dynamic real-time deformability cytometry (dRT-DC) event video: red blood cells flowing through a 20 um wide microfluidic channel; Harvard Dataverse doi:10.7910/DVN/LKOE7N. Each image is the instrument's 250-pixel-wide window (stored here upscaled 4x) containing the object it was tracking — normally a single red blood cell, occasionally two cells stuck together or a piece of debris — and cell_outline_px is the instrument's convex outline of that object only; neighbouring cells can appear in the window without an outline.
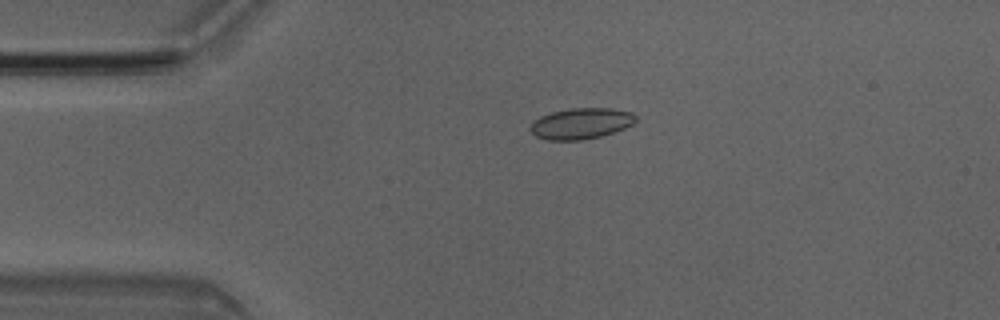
{"species": "Egyptian fruit bat (a non-hibernating species)", "species_latin": "Rousettus aegyptiacus", "temperature_condition": "room temperature", "stored_images_in_passage": 40, "camera_frame_rate_fps": 3000, "um_per_image_px": 0.085, "animal": {"sex": "male"}, "frame": {"image": 1, "passage_image": 1, "time_ms": 0.0, "image_size_px": [1000, 320], "cell_outline_px": [[636, 120], [632, 124], [624, 128], [600, 136], [580, 140], [548, 140], [536, 136], [528, 128], [540, 116], [552, 112], [568, 108], [612, 108], [632, 112], [636, 116]], "centroid_in_image_um": [49.38, 10.48], "position_along_channel_um": 35.6, "area_um2": 18.9}}
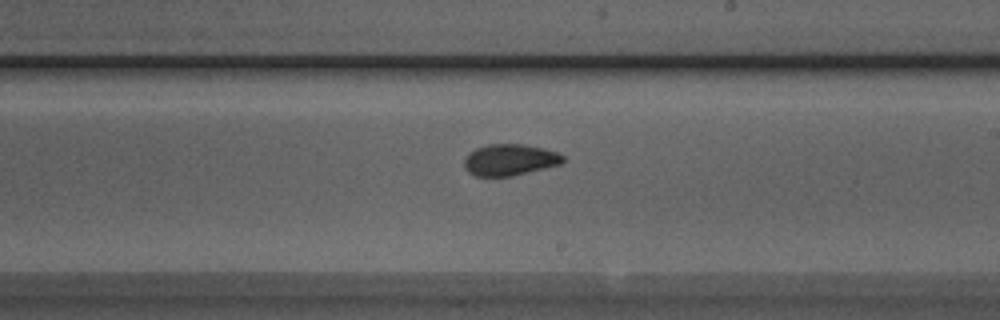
{"frame": {"image": 2, "passage_image": 19, "time_ms": 6.0, "image_size_px": [1000, 320], "cell_outline_px": [[564, 160], [560, 164], [512, 176], [476, 176], [468, 172], [464, 168], [464, 160], [468, 152], [476, 148], [488, 144], [524, 144], [544, 148], [556, 152], [564, 156]], "centroid_in_image_um": [43.3, 13.58], "position_along_channel_um": 245.7, "area_um2": 18.09}}
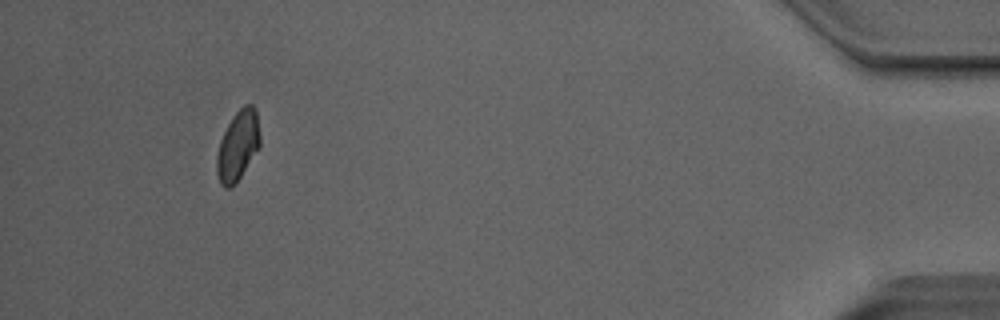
{"frame": {"image": 3, "passage_image": 37, "time_ms": 12.0, "image_size_px": [1000, 320], "cell_outline_px": [[260, 144], [240, 176], [228, 188], [224, 188], [220, 184], [216, 172], [216, 156], [220, 140], [232, 116], [244, 104], [252, 104], [256, 108], [260, 136]], "centroid_in_image_um": [20.2, 12.33], "position_along_channel_um": 415.0, "area_um2": 17.34}, "authors_computed_cell_mechanics": {"area_um2": 18.0625, "velocity_mm_per_s": 4.0532, "shape_relaxation_time_tau1_ms": 3.2744, "shape_relaxation_time_tau2_ms": 2.6622, "deformation_change_tau1": 0.0776, "deformation_change_tau2": 0.0486}}